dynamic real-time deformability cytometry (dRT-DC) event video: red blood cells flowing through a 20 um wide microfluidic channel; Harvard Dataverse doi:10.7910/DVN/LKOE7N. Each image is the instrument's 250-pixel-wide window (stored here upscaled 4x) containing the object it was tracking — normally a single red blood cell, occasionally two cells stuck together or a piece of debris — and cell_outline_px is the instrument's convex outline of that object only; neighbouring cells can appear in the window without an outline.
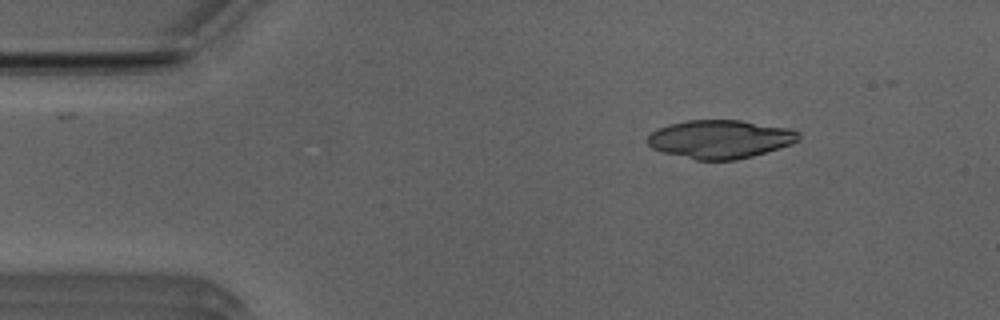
{"species": "Egyptian fruit bat (a non-hibernating species)", "species_latin": "Rousettus aegyptiacus", "temperature_condition": "room temperature", "stored_images_in_passage": 41, "camera_frame_rate_fps": 3000, "um_per_image_px": 0.085, "animal": {"sex": "male"}, "frame": {"image": 1, "passage_image": 2, "time_ms": 0.333, "image_size_px": [1000, 320], "cell_outline_px": [[800, 140], [792, 144], [752, 156], [736, 160], [696, 160], [660, 152], [652, 148], [648, 144], [648, 136], [656, 128], [668, 124], [688, 120], [740, 120], [792, 128], [800, 132]], "centroid_in_image_um": [61.22, 11.82], "position_along_channel_um": 23.8, "area_um2": 34.16}}